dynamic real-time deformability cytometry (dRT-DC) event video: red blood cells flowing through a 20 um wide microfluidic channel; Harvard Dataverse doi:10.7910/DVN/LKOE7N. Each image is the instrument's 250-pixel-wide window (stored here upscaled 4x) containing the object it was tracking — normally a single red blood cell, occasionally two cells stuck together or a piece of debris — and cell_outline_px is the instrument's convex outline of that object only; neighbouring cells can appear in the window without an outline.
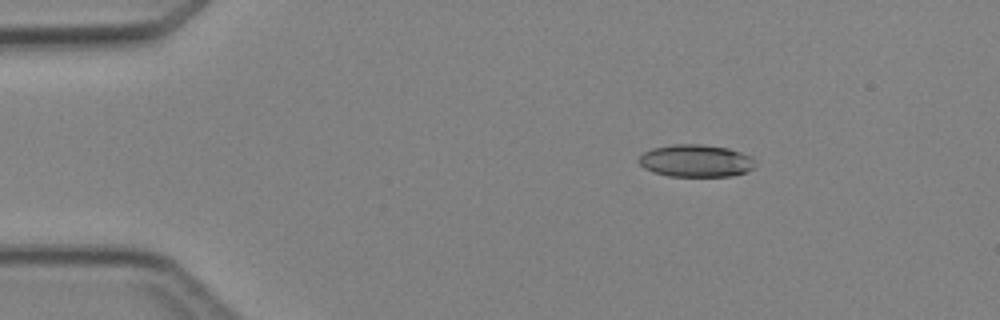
{"species": "Egyptian fruit bat (a non-hibernating species)", "species_latin": "Rousettus aegyptiacus", "temperature_condition": "cold", "stored_images_in_passage": 5, "camera_frame_rate_fps": 3000, "um_per_image_px": 0.085, "animal": {"sex": "female"}, "frame": {"image": 1, "passage_image": 5, "time_ms": 4.667, "image_size_px": [1000, 320], "cell_outline_px": [[756, 164], [752, 168], [744, 172], [732, 176], [668, 176], [652, 172], [644, 168], [640, 164], [640, 156], [644, 152], [652, 148], [672, 144], [700, 144], [728, 148], [752, 156], [756, 160]], "centroid_in_image_um": [59.16, 13.66], "position_along_channel_um": 25.8, "area_um2": 22.02}}